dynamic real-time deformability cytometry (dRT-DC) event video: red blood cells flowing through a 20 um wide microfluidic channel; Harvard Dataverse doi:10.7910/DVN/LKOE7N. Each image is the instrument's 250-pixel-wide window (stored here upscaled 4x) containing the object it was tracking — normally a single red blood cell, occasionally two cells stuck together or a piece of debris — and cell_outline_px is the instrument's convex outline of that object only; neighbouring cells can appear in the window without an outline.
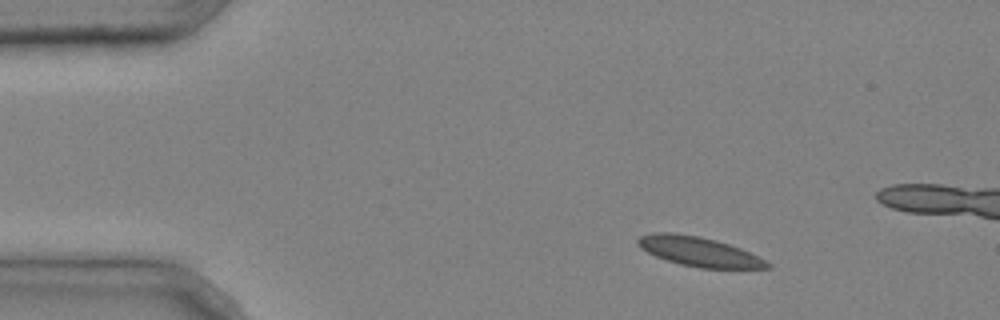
{"species": "common noctule bat (a hibernating species)", "species_latin": "Nyctalus noctula", "temperature_condition": "cold", "stored_images_in_passage": 3, "camera_frame_rate_fps": 3000, "um_per_image_px": 0.085, "animal": {"sex": "male", "body_mass_g": 20.4}, "frame": {"image": 1, "passage_image": 1, "time_ms": 0.0, "image_size_px": [1000, 320], "cell_outline_px": [[772, 268], [700, 268], [680, 264], [656, 256], [640, 248], [636, 244], [636, 240], [640, 236], [652, 232], [672, 232], [696, 236], [716, 240], [740, 248], [772, 264]], "centroid_in_image_um": [59.37, 21.38], "position_along_channel_um": 25.6, "area_um2": 22.02}}